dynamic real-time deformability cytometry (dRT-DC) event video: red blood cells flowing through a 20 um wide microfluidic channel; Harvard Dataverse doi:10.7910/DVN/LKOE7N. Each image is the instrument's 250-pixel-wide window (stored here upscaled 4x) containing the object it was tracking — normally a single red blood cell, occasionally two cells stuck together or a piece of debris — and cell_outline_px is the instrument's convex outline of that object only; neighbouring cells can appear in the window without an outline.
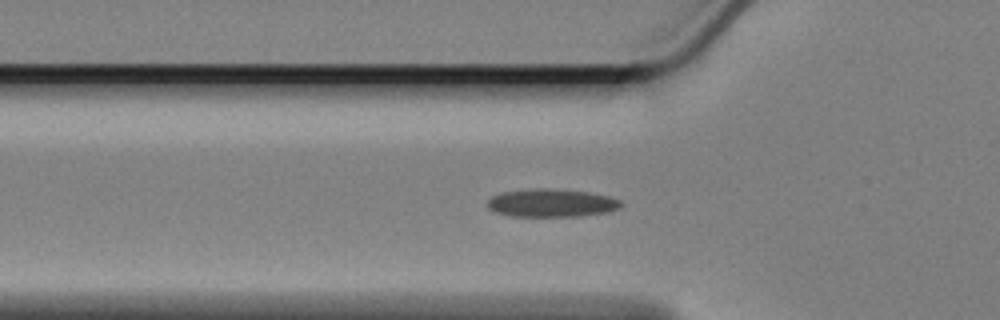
{"species": "Egyptian fruit bat (a non-hibernating species)", "species_latin": "Rousettus aegyptiacus", "temperature_condition": "cold", "stored_images_in_passage": 45, "segment_of_instrument_passage": [1, 2], "camera_frame_rate_fps": 3000, "um_per_image_px": 0.085, "animal": {"sex": "female"}, "frame": {"image": 1, "passage_image": 4, "time_ms": 1.0, "image_size_px": [1000, 320], "cell_outline_px": [[624, 204], [620, 208], [608, 212], [580, 216], [512, 216], [492, 212], [488, 208], [488, 200], [492, 196], [500, 192], [540, 188], [544, 188], [588, 192], [608, 196], [620, 200]], "centroid_in_image_um": [46.87, 17.26], "position_along_channel_um": 78.9, "area_um2": 21.85}}
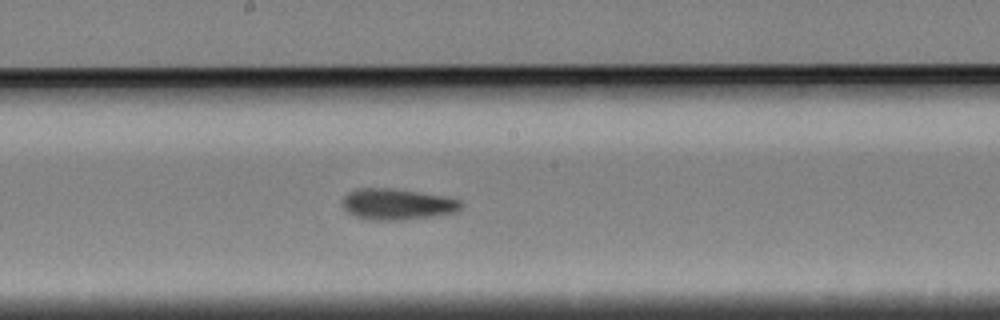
{"frame": {"image": 2, "passage_image": 16, "time_ms": 5.0, "image_size_px": [1000, 320], "cell_outline_px": [[464, 208], [460, 212], [404, 220], [368, 220], [356, 216], [348, 212], [344, 208], [344, 196], [348, 192], [356, 188], [392, 188], [448, 196], [460, 200], [464, 204]], "centroid_in_image_um": [33.85, 17.35], "position_along_channel_um": 214.4, "area_um2": 21.85}}
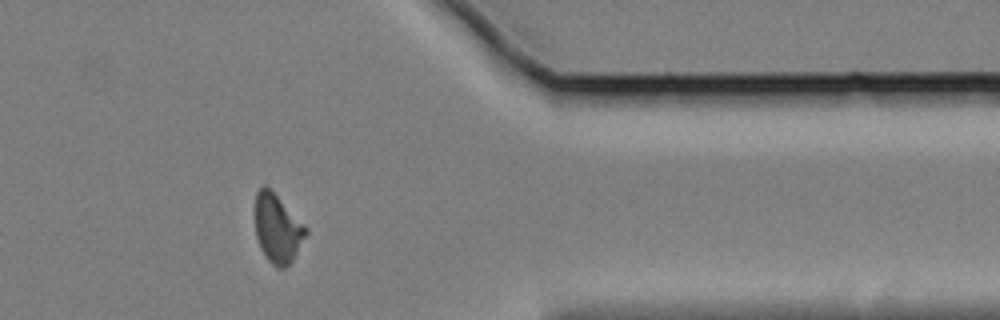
{"frame": {"image": 3, "passage_image": 33, "time_ms": 10.667, "image_size_px": [1000, 320], "cell_outline_px": [[308, 232], [292, 260], [284, 268], [276, 268], [268, 260], [260, 248], [256, 236], [252, 208], [256, 192], [264, 184], [308, 228]], "centroid_in_image_um": [23.52, 19.41], "position_along_channel_um": 387.9, "area_um2": 20.4}}